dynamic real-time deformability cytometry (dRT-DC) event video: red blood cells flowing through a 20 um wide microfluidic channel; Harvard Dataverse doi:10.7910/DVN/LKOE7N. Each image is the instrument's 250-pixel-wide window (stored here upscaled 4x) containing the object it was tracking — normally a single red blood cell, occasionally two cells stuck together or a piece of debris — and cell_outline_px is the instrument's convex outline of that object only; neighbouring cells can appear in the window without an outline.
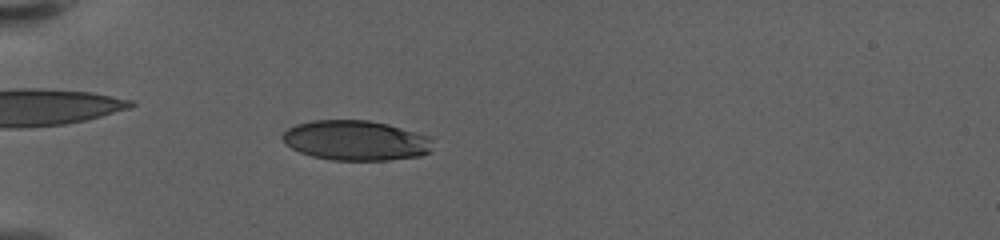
{"species": "human", "species_latin": "Homo sapiens", "temperature_condition": "warm", "stored_images_in_passage": 59, "camera_frame_rate_fps": 3000, "um_per_image_px": 0.085, "donor": {"sex": "female"}, "frame": {"image": 1, "passage_image": 19, "time_ms": 6.0, "image_size_px": [1000, 240], "cell_outline_px": [[432, 140], [428, 152], [420, 156], [388, 160], [332, 160], [312, 156], [300, 152], [284, 144], [280, 136], [288, 128], [296, 124], [312, 120], [368, 120], [388, 124], [432, 136]], "centroid_in_image_um": [30.22, 11.93], "position_along_channel_um": 54.8, "area_um2": 35.2}}
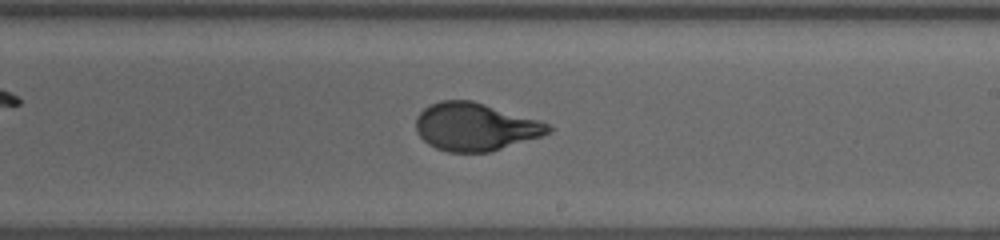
{"frame": {"image": 2, "passage_image": 37, "time_ms": 12.0, "image_size_px": [1000, 240], "cell_outline_px": [[552, 128], [548, 132], [540, 136], [488, 152], [448, 152], [436, 148], [428, 144], [416, 132], [416, 116], [424, 108], [440, 100], [472, 100], [540, 120], [548, 124]], "centroid_in_image_um": [40.35, 10.77], "position_along_channel_um": 248.6, "area_um2": 36.59}}
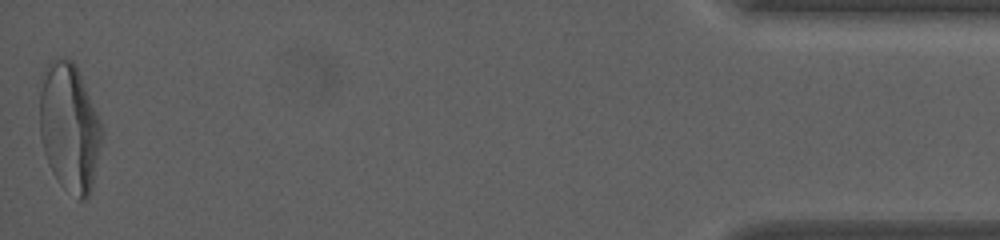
{"frame": {"image": 3, "passage_image": 59, "time_ms": 19.333, "image_size_px": [1000, 240], "cell_outline_px": [[100, 144], [92, 188], [88, 196], [84, 200], [80, 200], [52, 172], [48, 164], [44, 152], [40, 136], [40, 76], [48, 64], [52, 60], [72, 60], [76, 64], [80, 72], [96, 112], [100, 124]], "centroid_in_image_um": [5.86, 10.78], "position_along_channel_um": 429.3, "area_um2": 45.55}, "authors_computed_cell_mechanics": {"area_um2": 36.703, "velocity_mm_per_s": 3.5525, "shape_relaxation_time_tau1_ms": 5.2965, "shape_relaxation_time_tau2_ms": null, "deformation_change_tau1": 0.2175, "deformation_change_tau2": null}}